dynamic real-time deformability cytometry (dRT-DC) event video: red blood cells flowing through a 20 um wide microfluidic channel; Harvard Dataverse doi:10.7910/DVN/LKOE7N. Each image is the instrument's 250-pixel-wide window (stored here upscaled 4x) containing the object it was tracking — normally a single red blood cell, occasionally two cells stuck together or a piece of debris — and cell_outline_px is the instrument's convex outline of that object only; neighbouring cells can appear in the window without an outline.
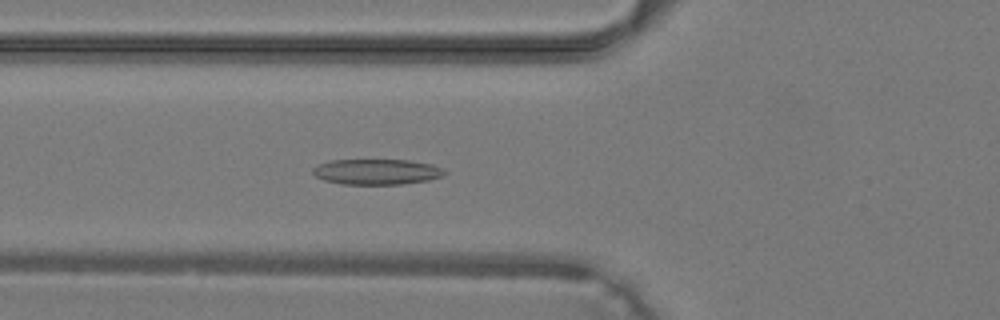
{"species": "common noctule bat (a hibernating species)", "species_latin": "Nyctalus noctula", "temperature_condition": "warm", "stored_images_in_passage": 36, "camera_frame_rate_fps": 3000, "um_per_image_px": 0.085, "animal": {"sex": "male", "body_mass_g": 19.2, "forearm_length_mm": 51.8}, "frame": {"image": 1, "passage_image": 10, "time_ms": 3.0, "image_size_px": [1000, 320], "cell_outline_px": [[444, 176], [428, 180], [400, 184], [340, 184], [324, 180], [316, 176], [312, 172], [312, 168], [320, 164], [332, 160], [408, 160], [432, 164], [444, 168]], "centroid_in_image_um": [32.03, 14.6], "position_along_channel_um": 93.8, "area_um2": 19.54}}
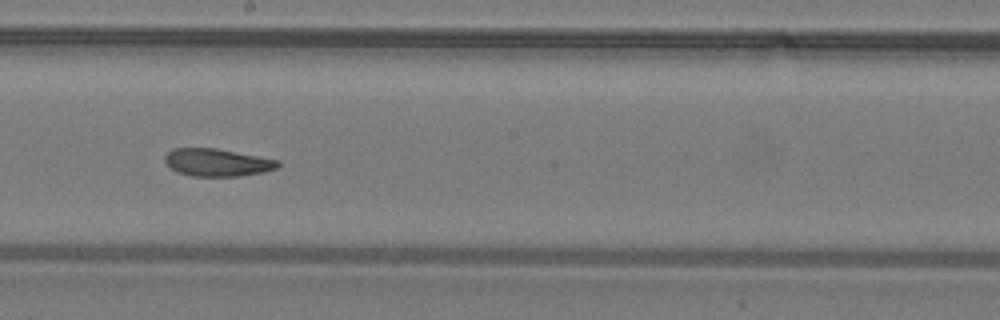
{"frame": {"image": 2, "passage_image": 18, "time_ms": 5.667, "image_size_px": [1000, 320], "cell_outline_px": [[280, 164], [276, 168], [264, 172], [240, 176], [192, 176], [176, 172], [164, 160], [164, 156], [172, 148], [216, 148], [280, 160]], "centroid_in_image_um": [18.47, 13.81], "position_along_channel_um": 229.7, "area_um2": 18.21}}
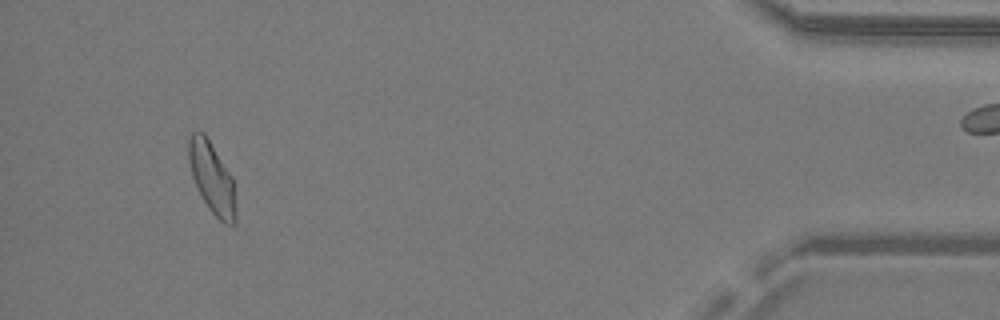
{"frame": {"image": 3, "passage_image": 33, "time_ms": 10.667, "image_size_px": [1000, 320], "cell_outline_px": [[236, 224], [224, 224], [208, 208], [196, 188], [192, 176], [188, 160], [188, 140], [192, 132], [204, 132], [232, 176], [236, 208]], "centroid_in_image_um": [18.01, 15.14], "position_along_channel_um": 417.2, "area_um2": 19.59}}